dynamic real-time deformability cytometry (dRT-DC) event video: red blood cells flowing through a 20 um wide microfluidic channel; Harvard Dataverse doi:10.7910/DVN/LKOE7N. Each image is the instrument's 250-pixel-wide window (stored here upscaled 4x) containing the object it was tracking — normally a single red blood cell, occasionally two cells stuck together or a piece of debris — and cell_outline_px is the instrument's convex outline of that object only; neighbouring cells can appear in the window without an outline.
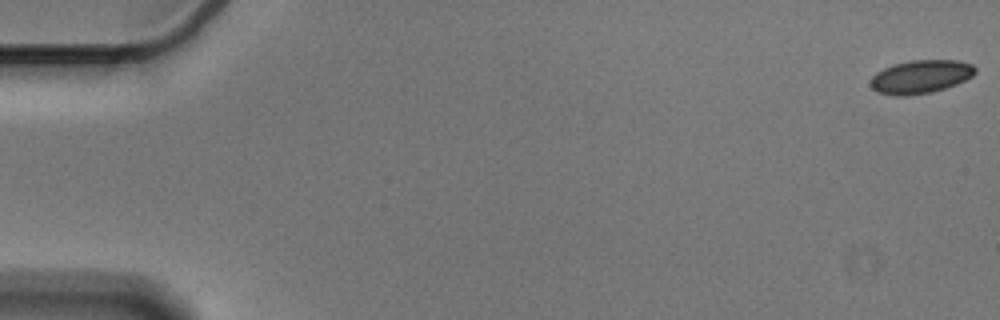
{"species": "Egyptian fruit bat (a non-hibernating species)", "species_latin": "Rousettus aegyptiacus", "temperature_condition": "cold", "stored_images_in_passage": 57, "camera_frame_rate_fps": 3000, "um_per_image_px": 0.085, "animal": {"sex": "male"}, "frame": {"image": 1, "passage_image": 1, "time_ms": 0.0, "image_size_px": [1000, 320], "cell_outline_px": [[976, 72], [972, 76], [956, 84], [944, 88], [928, 92], [908, 96], [896, 96], [876, 92], [872, 88], [872, 76], [876, 72], [892, 64], [912, 60], [956, 60], [972, 64], [976, 68]], "centroid_in_image_um": [78.25, 6.51], "position_along_channel_um": 6.8, "area_um2": 20.23}}
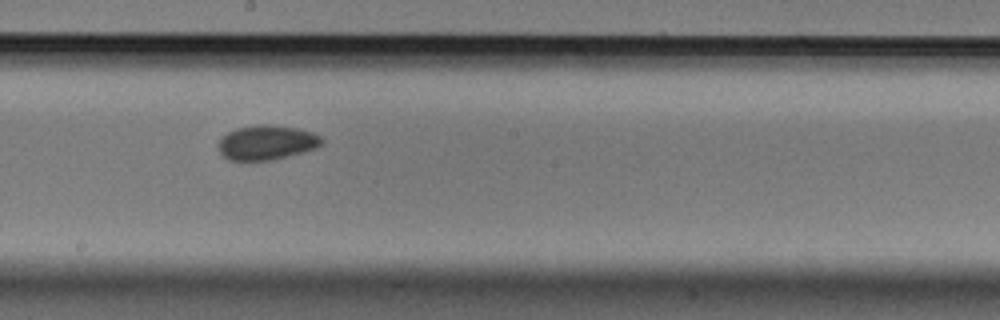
{"frame": {"image": 2, "passage_image": 32, "time_ms": 10.333, "image_size_px": [1000, 320], "cell_outline_px": [[324, 144], [316, 148], [304, 152], [272, 160], [228, 160], [220, 152], [220, 136], [236, 128], [256, 124], [268, 124], [296, 128], [312, 132], [320, 136], [324, 140]], "centroid_in_image_um": [22.69, 12.11], "position_along_channel_um": 225.5, "area_um2": 20.92}}
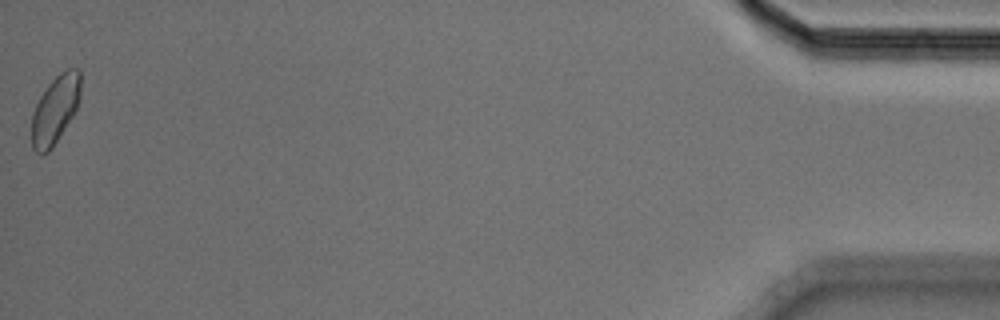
{"frame": {"image": 3, "passage_image": 57, "time_ms": 18.667, "image_size_px": [1000, 320], "cell_outline_px": [[80, 100], [72, 116], [52, 148], [48, 152], [40, 156], [32, 148], [32, 112], [40, 96], [48, 84], [60, 72], [68, 68], [80, 68]], "centroid_in_image_um": [4.68, 9.31], "position_along_channel_um": 430.5, "area_um2": 19.42}, "authors_computed_cell_mechanics": {"area_um2": 20.23, "velocity_mm_per_s": 3.5696, "shape_relaxation_time_tau1_ms": null, "shape_relaxation_time_tau2_ms": 1.6297, "deformation_change_tau1": null, "deformation_change_tau2": 0.0452}}